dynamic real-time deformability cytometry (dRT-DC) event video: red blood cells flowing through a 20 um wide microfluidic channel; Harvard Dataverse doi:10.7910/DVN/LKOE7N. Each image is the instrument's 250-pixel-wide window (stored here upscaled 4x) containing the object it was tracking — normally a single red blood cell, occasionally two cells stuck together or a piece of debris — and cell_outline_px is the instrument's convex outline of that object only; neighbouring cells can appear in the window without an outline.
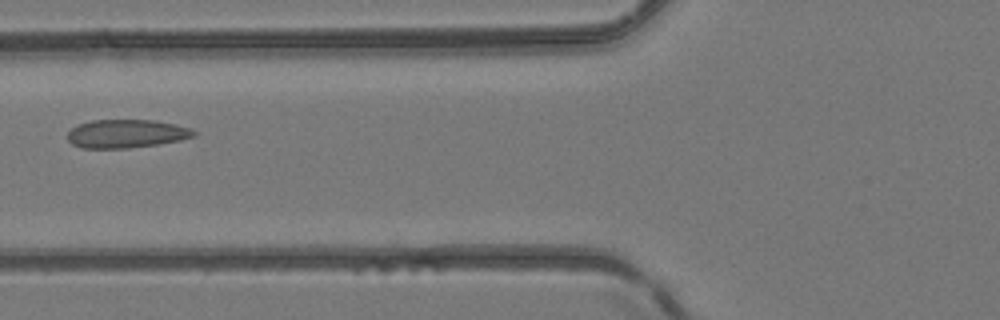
{"species": "common noctule bat (a hibernating species)", "species_latin": "Nyctalus noctula", "temperature_condition": "room temperature", "stored_images_in_passage": 5, "camera_frame_rate_fps": 3000, "um_per_image_px": 0.085, "animal": {"sex": "female", "body_mass_g": 24.6, "forearm_length_mm": 56.2}, "frame": {"image": 1, "passage_image": 5, "time_ms": 4.333, "image_size_px": [1000, 320], "cell_outline_px": [[196, 136], [180, 140], [156, 144], [128, 148], [80, 148], [72, 144], [68, 140], [68, 132], [76, 124], [92, 120], [156, 120], [188, 128], [196, 132]], "centroid_in_image_um": [10.69, 11.36], "position_along_channel_um": 115.1, "area_um2": 20.81}}